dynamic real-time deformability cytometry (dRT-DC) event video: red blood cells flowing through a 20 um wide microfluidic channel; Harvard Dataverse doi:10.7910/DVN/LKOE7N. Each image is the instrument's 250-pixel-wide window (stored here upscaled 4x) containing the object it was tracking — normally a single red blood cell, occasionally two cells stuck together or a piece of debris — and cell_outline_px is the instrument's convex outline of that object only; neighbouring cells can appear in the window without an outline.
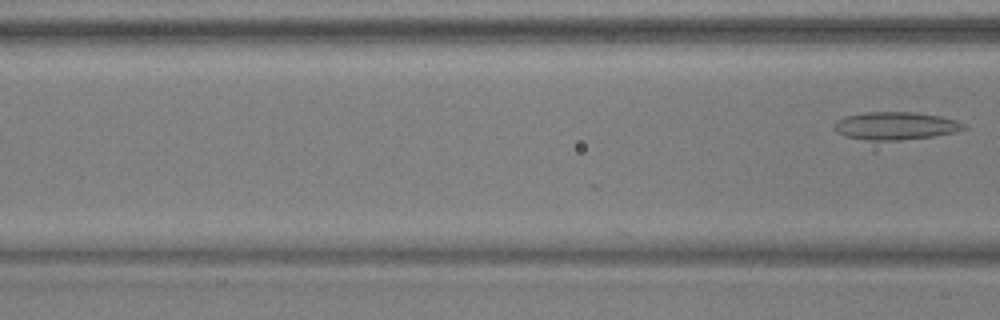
{"species": "common noctule bat (a hibernating species)", "species_latin": "Nyctalus noctula", "temperature_condition": "warm", "stored_images_in_passage": 17, "camera_frame_rate_fps": 3000, "um_per_image_px": 0.085, "animal": {"sex": "male", "body_mass_g": 17.9, "forearm_length_mm": 54.2}, "frame": {"image": 1, "passage_image": 17, "time_ms": 5.333, "image_size_px": [1000, 320], "cell_outline_px": [[964, 128], [956, 132], [932, 136], [896, 140], [868, 140], [844, 136], [836, 132], [832, 128], [832, 124], [836, 120], [844, 116], [864, 112], [916, 112], [940, 116], [956, 120], [964, 124]], "centroid_in_image_um": [76.04, 10.68], "position_along_channel_um": 90.6, "area_um2": 21.04}}